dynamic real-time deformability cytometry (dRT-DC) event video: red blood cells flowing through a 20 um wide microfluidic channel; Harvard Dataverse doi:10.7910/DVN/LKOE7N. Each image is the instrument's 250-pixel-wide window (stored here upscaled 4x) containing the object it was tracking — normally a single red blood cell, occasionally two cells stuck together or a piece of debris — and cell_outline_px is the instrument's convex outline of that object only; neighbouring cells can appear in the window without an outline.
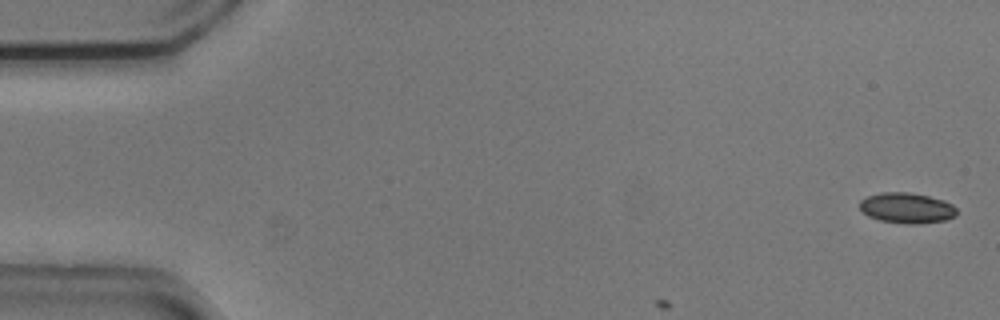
{"species": "common noctule bat (a hibernating species)", "species_latin": "Nyctalus noctula", "temperature_condition": "cold", "stored_images_in_passage": 9, "camera_frame_rate_fps": 3000, "um_per_image_px": 0.085, "animal": {"sex": "male", "body_mass_g": 20.5, "forearm_length_mm": 52.5}, "frame": {"image": 1, "passage_image": 1, "time_ms": 0.0, "image_size_px": [1000, 320], "cell_outline_px": [[956, 216], [944, 220], [920, 224], [908, 224], [880, 220], [868, 216], [860, 208], [860, 200], [868, 196], [880, 192], [908, 192], [928, 196], [944, 200], [952, 204], [956, 208]], "centroid_in_image_um": [77.08, 17.67], "position_along_channel_um": 7.9, "area_um2": 17.22}}